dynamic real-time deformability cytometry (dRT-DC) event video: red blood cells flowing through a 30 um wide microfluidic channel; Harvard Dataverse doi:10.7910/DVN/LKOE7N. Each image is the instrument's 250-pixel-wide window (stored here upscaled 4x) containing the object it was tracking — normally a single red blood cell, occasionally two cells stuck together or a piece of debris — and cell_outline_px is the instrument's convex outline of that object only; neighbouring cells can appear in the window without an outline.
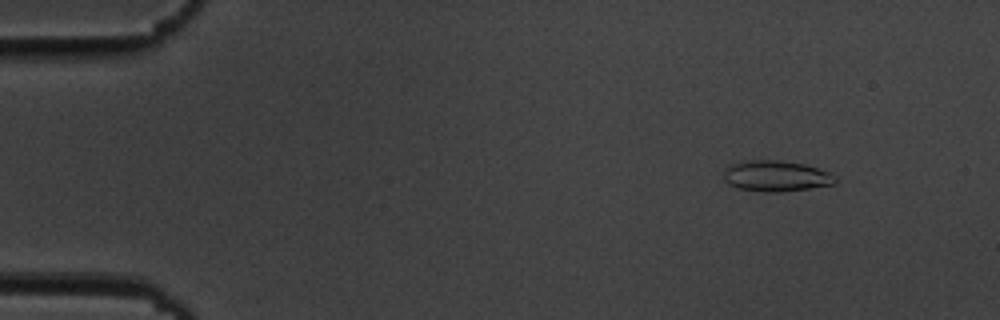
{"species": "common noctule bat (a hibernating species)", "species_latin": "Nyctalus noctula", "temperature_condition": "cold", "stored_images_in_passage": 55, "camera_frame_rate_fps": 3000, "um_per_image_px": 0.085, "animal": {"sex": "male", "body_mass_g": 19.5, "forearm_length_mm": 54.6}, "frame": {"image": 1, "passage_image": 6, "time_ms": 1.667, "image_size_px": [1000, 320], "cell_outline_px": [[840, 176], [836, 184], [780, 192], [764, 192], [740, 188], [728, 184], [724, 180], [724, 172], [728, 164], [748, 160], [776, 160], [804, 164], [832, 172]], "centroid_in_image_um": [66.02, 14.96], "position_along_channel_um": 19.0, "area_um2": 20.35}}
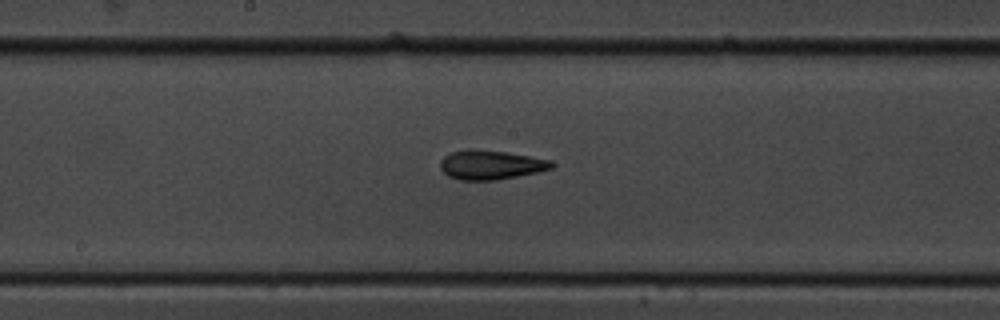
{"frame": {"image": 2, "passage_image": 29, "time_ms": 9.333, "image_size_px": [1000, 320], "cell_outline_px": [[556, 164], [552, 168], [536, 172], [496, 180], [460, 180], [448, 176], [440, 168], [440, 160], [444, 156], [452, 152], [468, 148], [472, 148], [504, 152], [552, 160]], "centroid_in_image_um": [41.69, 14.0], "position_along_channel_um": 206.5, "area_um2": 18.96}}
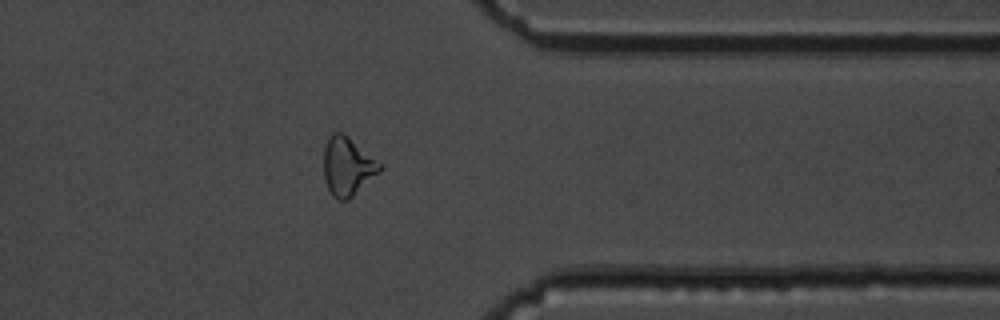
{"frame": {"image": 3, "passage_image": 44, "time_ms": 14.333, "image_size_px": [1000, 320], "cell_outline_px": [[384, 168], [380, 172], [348, 200], [336, 200], [332, 196], [328, 188], [324, 176], [324, 148], [332, 132], [344, 132], [384, 164]], "centroid_in_image_um": [29.58, 14.12], "position_along_channel_um": 381.8, "area_um2": 19.48}, "authors_computed_cell_mechanics": {"area_um2": 18.9006, "velocity_mm_per_s": 3.673, "shape_relaxation_time_tau1_ms": 2.7934, "shape_relaxation_time_tau2_ms": 2.7282, "deformation_change_tau1": 0.1183, "deformation_change_tau2": 0.1055}}